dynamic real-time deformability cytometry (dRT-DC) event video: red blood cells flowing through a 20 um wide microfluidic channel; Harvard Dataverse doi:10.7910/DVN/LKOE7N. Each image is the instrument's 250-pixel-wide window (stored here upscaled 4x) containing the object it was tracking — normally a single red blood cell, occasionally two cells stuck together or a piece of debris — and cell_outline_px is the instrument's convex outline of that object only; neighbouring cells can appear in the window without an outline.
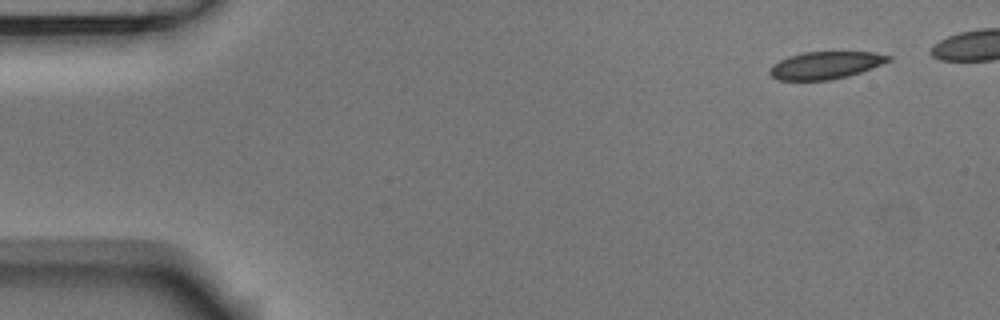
{"species": "Egyptian fruit bat (a non-hibernating species)", "species_latin": "Rousettus aegyptiacus", "temperature_condition": "room temperature", "stored_images_in_passage": 44, "camera_frame_rate_fps": 3000, "um_per_image_px": 0.085, "animal": {"sex": "male"}, "frame": {"image": 1, "passage_image": 1, "time_ms": 0.0, "image_size_px": [1000, 320], "cell_outline_px": [[892, 60], [872, 68], [848, 76], [828, 80], [780, 80], [772, 76], [768, 72], [780, 60], [788, 56], [804, 52], [872, 52], [892, 56]], "centroid_in_image_um": [70.21, 5.54], "position_along_channel_um": 14.8, "area_um2": 18.73}}
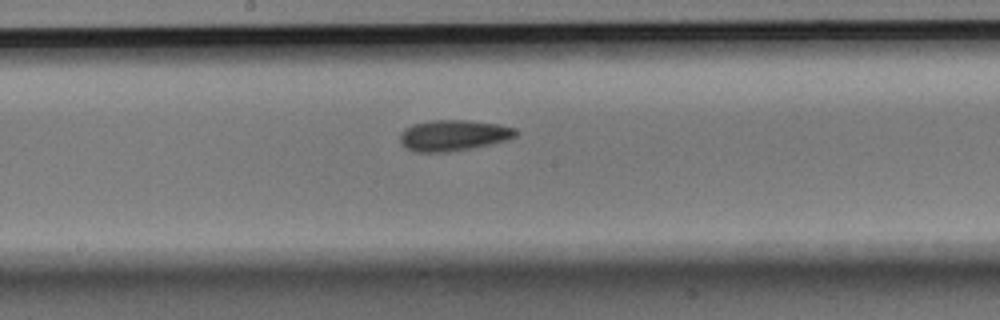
{"frame": {"image": 2, "passage_image": 25, "time_ms": 8.0, "image_size_px": [1000, 320], "cell_outline_px": [[520, 132], [516, 136], [504, 140], [488, 144], [448, 152], [416, 152], [400, 144], [400, 132], [404, 128], [412, 124], [432, 120], [468, 120], [496, 124], [516, 128]], "centroid_in_image_um": [38.5, 11.49], "position_along_channel_um": 209.7, "area_um2": 20.75}}
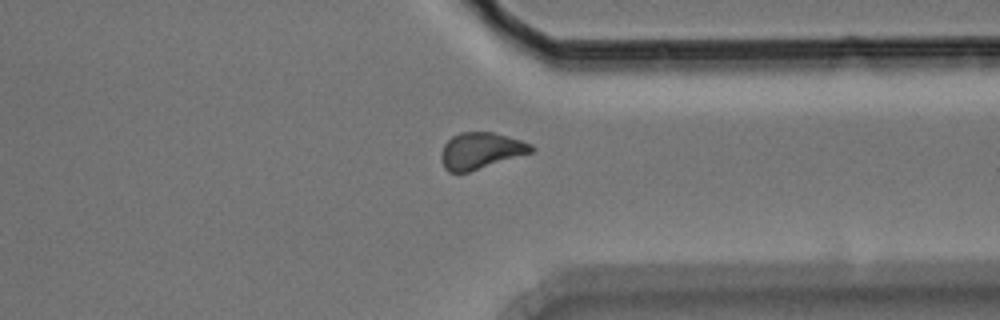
{"frame": {"image": 3, "passage_image": 38, "time_ms": 12.333, "image_size_px": [1000, 320], "cell_outline_px": [[536, 148], [532, 152], [468, 172], [448, 172], [444, 168], [440, 156], [444, 144], [452, 136], [460, 132], [492, 132], [508, 136], [532, 144]], "centroid_in_image_um": [40.85, 12.8], "position_along_channel_um": 370.5, "area_um2": 19.02}}